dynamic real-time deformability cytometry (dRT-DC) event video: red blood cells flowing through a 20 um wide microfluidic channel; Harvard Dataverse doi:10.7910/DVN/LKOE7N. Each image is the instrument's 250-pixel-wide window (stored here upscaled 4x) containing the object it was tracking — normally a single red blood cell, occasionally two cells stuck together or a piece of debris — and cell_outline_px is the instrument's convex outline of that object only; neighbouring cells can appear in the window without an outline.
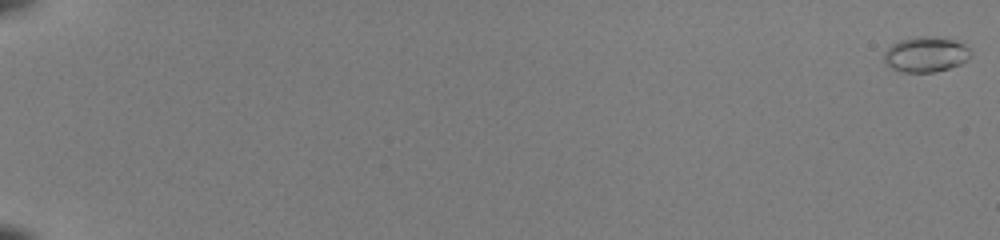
{"species": "common noctule bat (a hibernating species)", "species_latin": "Nyctalus noctula", "temperature_condition": "room temperature", "stored_images_in_passage": 25, "camera_frame_rate_fps": 3000, "um_per_image_px": 0.085, "animal": {"sex": "female", "body_mass_g": 22.0, "forearm_length_mm": 56.7}, "frame": {"image": 1, "passage_image": 1, "time_ms": 0.0, "image_size_px": [1000, 240], "cell_outline_px": [[972, 52], [968, 60], [960, 64], [936, 72], [904, 72], [892, 68], [884, 64], [884, 52], [892, 44], [900, 40], [916, 36], [928, 36], [952, 40], [964, 44]], "centroid_in_image_um": [78.68, 4.63], "position_along_channel_um": 6.3, "area_um2": 17.8}}
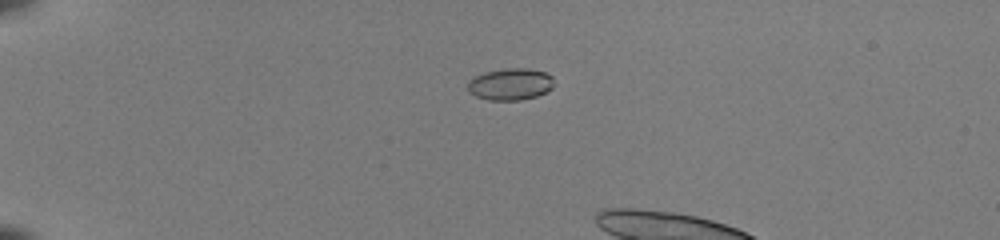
{"frame": {"image": 2, "passage_image": 16, "time_ms": 5.0, "image_size_px": [1000, 240], "cell_outline_px": [[556, 84], [552, 88], [536, 96], [520, 100], [488, 100], [476, 96], [468, 92], [468, 80], [484, 72], [504, 68], [528, 68], [544, 72], [552, 76]], "centroid_in_image_um": [43.39, 7.15], "position_along_channel_um": 41.6, "area_um2": 16.13}}
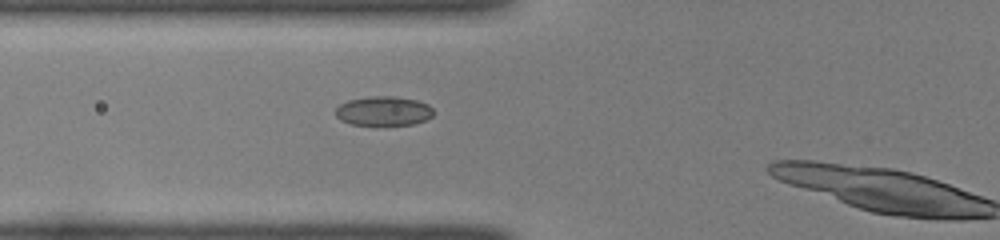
{"frame": {"image": 3, "passage_image": 24, "time_ms": 7.667, "image_size_px": [1000, 240], "cell_outline_px": [[432, 116], [424, 120], [412, 124], [352, 124], [340, 120], [336, 116], [336, 108], [340, 104], [348, 100], [368, 96], [396, 96], [416, 100], [428, 104], [432, 108]], "centroid_in_image_um": [32.58, 9.41], "position_along_channel_um": 93.2, "area_um2": 16.53}}